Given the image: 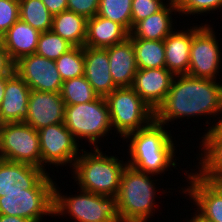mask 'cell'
<instances>
[{
	"instance_id": "cell-25",
	"label": "cell",
	"mask_w": 222,
	"mask_h": 222,
	"mask_svg": "<svg viewBox=\"0 0 222 222\" xmlns=\"http://www.w3.org/2000/svg\"><path fill=\"white\" fill-rule=\"evenodd\" d=\"M87 19L75 12L66 10L53 15L51 30L74 47H84Z\"/></svg>"
},
{
	"instance_id": "cell-34",
	"label": "cell",
	"mask_w": 222,
	"mask_h": 222,
	"mask_svg": "<svg viewBox=\"0 0 222 222\" xmlns=\"http://www.w3.org/2000/svg\"><path fill=\"white\" fill-rule=\"evenodd\" d=\"M19 20V0H0V37Z\"/></svg>"
},
{
	"instance_id": "cell-32",
	"label": "cell",
	"mask_w": 222,
	"mask_h": 222,
	"mask_svg": "<svg viewBox=\"0 0 222 222\" xmlns=\"http://www.w3.org/2000/svg\"><path fill=\"white\" fill-rule=\"evenodd\" d=\"M175 3L179 16H189V18H191L190 15L195 18L200 15L206 16L205 13L213 14L214 11L222 10V0H175Z\"/></svg>"
},
{
	"instance_id": "cell-5",
	"label": "cell",
	"mask_w": 222,
	"mask_h": 222,
	"mask_svg": "<svg viewBox=\"0 0 222 222\" xmlns=\"http://www.w3.org/2000/svg\"><path fill=\"white\" fill-rule=\"evenodd\" d=\"M64 125L73 134L81 146L83 140L88 146L101 147L104 138L112 134V124L105 97L99 96L94 101L76 105H65ZM81 140V141H79ZM101 140V141H100ZM99 141V142H98ZM100 144V145H98Z\"/></svg>"
},
{
	"instance_id": "cell-2",
	"label": "cell",
	"mask_w": 222,
	"mask_h": 222,
	"mask_svg": "<svg viewBox=\"0 0 222 222\" xmlns=\"http://www.w3.org/2000/svg\"><path fill=\"white\" fill-rule=\"evenodd\" d=\"M166 127L153 120L148 126L129 133L122 140L124 143L129 142L126 145L127 165L156 177L162 174L164 176L169 170H178L177 166L180 168V163H177V160L180 158L176 156V152L180 144L173 137L172 129Z\"/></svg>"
},
{
	"instance_id": "cell-15",
	"label": "cell",
	"mask_w": 222,
	"mask_h": 222,
	"mask_svg": "<svg viewBox=\"0 0 222 222\" xmlns=\"http://www.w3.org/2000/svg\"><path fill=\"white\" fill-rule=\"evenodd\" d=\"M65 103L61 93L30 91L28 115L24 122L36 131L64 123Z\"/></svg>"
},
{
	"instance_id": "cell-31",
	"label": "cell",
	"mask_w": 222,
	"mask_h": 222,
	"mask_svg": "<svg viewBox=\"0 0 222 222\" xmlns=\"http://www.w3.org/2000/svg\"><path fill=\"white\" fill-rule=\"evenodd\" d=\"M73 47L72 44L60 35L49 30L40 33L35 54L51 60H57L62 54L68 52Z\"/></svg>"
},
{
	"instance_id": "cell-20",
	"label": "cell",
	"mask_w": 222,
	"mask_h": 222,
	"mask_svg": "<svg viewBox=\"0 0 222 222\" xmlns=\"http://www.w3.org/2000/svg\"><path fill=\"white\" fill-rule=\"evenodd\" d=\"M108 53L110 73L117 87H132L138 71L131 38L105 48Z\"/></svg>"
},
{
	"instance_id": "cell-11",
	"label": "cell",
	"mask_w": 222,
	"mask_h": 222,
	"mask_svg": "<svg viewBox=\"0 0 222 222\" xmlns=\"http://www.w3.org/2000/svg\"><path fill=\"white\" fill-rule=\"evenodd\" d=\"M4 160L41 168L38 132L25 122H8L0 133Z\"/></svg>"
},
{
	"instance_id": "cell-39",
	"label": "cell",
	"mask_w": 222,
	"mask_h": 222,
	"mask_svg": "<svg viewBox=\"0 0 222 222\" xmlns=\"http://www.w3.org/2000/svg\"><path fill=\"white\" fill-rule=\"evenodd\" d=\"M0 222H32V221L18 216L0 214Z\"/></svg>"
},
{
	"instance_id": "cell-42",
	"label": "cell",
	"mask_w": 222,
	"mask_h": 222,
	"mask_svg": "<svg viewBox=\"0 0 222 222\" xmlns=\"http://www.w3.org/2000/svg\"><path fill=\"white\" fill-rule=\"evenodd\" d=\"M7 122L6 120L3 118V116L0 114V133L1 131L4 129V127L6 126Z\"/></svg>"
},
{
	"instance_id": "cell-37",
	"label": "cell",
	"mask_w": 222,
	"mask_h": 222,
	"mask_svg": "<svg viewBox=\"0 0 222 222\" xmlns=\"http://www.w3.org/2000/svg\"><path fill=\"white\" fill-rule=\"evenodd\" d=\"M42 2L52 15L67 10V0H42Z\"/></svg>"
},
{
	"instance_id": "cell-18",
	"label": "cell",
	"mask_w": 222,
	"mask_h": 222,
	"mask_svg": "<svg viewBox=\"0 0 222 222\" xmlns=\"http://www.w3.org/2000/svg\"><path fill=\"white\" fill-rule=\"evenodd\" d=\"M84 60V76L99 96L106 97L117 88L111 77L106 49L84 46Z\"/></svg>"
},
{
	"instance_id": "cell-7",
	"label": "cell",
	"mask_w": 222,
	"mask_h": 222,
	"mask_svg": "<svg viewBox=\"0 0 222 222\" xmlns=\"http://www.w3.org/2000/svg\"><path fill=\"white\" fill-rule=\"evenodd\" d=\"M112 130L123 140L129 133L148 126L154 120V110L148 106L132 87H117L108 94Z\"/></svg>"
},
{
	"instance_id": "cell-16",
	"label": "cell",
	"mask_w": 222,
	"mask_h": 222,
	"mask_svg": "<svg viewBox=\"0 0 222 222\" xmlns=\"http://www.w3.org/2000/svg\"><path fill=\"white\" fill-rule=\"evenodd\" d=\"M174 77L166 68L138 69L132 88L155 111L170 91Z\"/></svg>"
},
{
	"instance_id": "cell-33",
	"label": "cell",
	"mask_w": 222,
	"mask_h": 222,
	"mask_svg": "<svg viewBox=\"0 0 222 222\" xmlns=\"http://www.w3.org/2000/svg\"><path fill=\"white\" fill-rule=\"evenodd\" d=\"M168 1L170 0H132V28L139 21L160 11Z\"/></svg>"
},
{
	"instance_id": "cell-24",
	"label": "cell",
	"mask_w": 222,
	"mask_h": 222,
	"mask_svg": "<svg viewBox=\"0 0 222 222\" xmlns=\"http://www.w3.org/2000/svg\"><path fill=\"white\" fill-rule=\"evenodd\" d=\"M129 37V33L118 23L99 15L87 19L85 47L102 48L113 46Z\"/></svg>"
},
{
	"instance_id": "cell-4",
	"label": "cell",
	"mask_w": 222,
	"mask_h": 222,
	"mask_svg": "<svg viewBox=\"0 0 222 222\" xmlns=\"http://www.w3.org/2000/svg\"><path fill=\"white\" fill-rule=\"evenodd\" d=\"M89 148V151L83 148L75 160L70 170L71 178L78 185V189L115 198L127 160L122 156H108L107 151L102 152L103 148Z\"/></svg>"
},
{
	"instance_id": "cell-3",
	"label": "cell",
	"mask_w": 222,
	"mask_h": 222,
	"mask_svg": "<svg viewBox=\"0 0 222 222\" xmlns=\"http://www.w3.org/2000/svg\"><path fill=\"white\" fill-rule=\"evenodd\" d=\"M155 176L126 165L121 175L118 193L114 198L119 222H150V218L158 212L156 208L161 207L156 204V199L160 198L159 193H171L173 197V192L158 186L163 176L161 179H156Z\"/></svg>"
},
{
	"instance_id": "cell-43",
	"label": "cell",
	"mask_w": 222,
	"mask_h": 222,
	"mask_svg": "<svg viewBox=\"0 0 222 222\" xmlns=\"http://www.w3.org/2000/svg\"><path fill=\"white\" fill-rule=\"evenodd\" d=\"M4 160L3 156H2V152H1V144H0V161Z\"/></svg>"
},
{
	"instance_id": "cell-10",
	"label": "cell",
	"mask_w": 222,
	"mask_h": 222,
	"mask_svg": "<svg viewBox=\"0 0 222 222\" xmlns=\"http://www.w3.org/2000/svg\"><path fill=\"white\" fill-rule=\"evenodd\" d=\"M187 168L190 170L187 171ZM183 169L187 184L184 183L185 187L182 184L178 191L187 197L183 196L184 199L193 203L191 208L194 209L190 208V211L193 210L207 222H222V186L217 181L201 178L188 165Z\"/></svg>"
},
{
	"instance_id": "cell-13",
	"label": "cell",
	"mask_w": 222,
	"mask_h": 222,
	"mask_svg": "<svg viewBox=\"0 0 222 222\" xmlns=\"http://www.w3.org/2000/svg\"><path fill=\"white\" fill-rule=\"evenodd\" d=\"M52 176V177H50ZM53 175L26 163L0 161V197L27 189H54Z\"/></svg>"
},
{
	"instance_id": "cell-1",
	"label": "cell",
	"mask_w": 222,
	"mask_h": 222,
	"mask_svg": "<svg viewBox=\"0 0 222 222\" xmlns=\"http://www.w3.org/2000/svg\"><path fill=\"white\" fill-rule=\"evenodd\" d=\"M217 81L175 75L166 98L154 111V120L171 127L178 119L206 117L204 132L212 129L222 106V83Z\"/></svg>"
},
{
	"instance_id": "cell-19",
	"label": "cell",
	"mask_w": 222,
	"mask_h": 222,
	"mask_svg": "<svg viewBox=\"0 0 222 222\" xmlns=\"http://www.w3.org/2000/svg\"><path fill=\"white\" fill-rule=\"evenodd\" d=\"M199 140V152L194 155L198 162L193 159V170L203 179L218 181L222 178V134H203Z\"/></svg>"
},
{
	"instance_id": "cell-40",
	"label": "cell",
	"mask_w": 222,
	"mask_h": 222,
	"mask_svg": "<svg viewBox=\"0 0 222 222\" xmlns=\"http://www.w3.org/2000/svg\"><path fill=\"white\" fill-rule=\"evenodd\" d=\"M6 82H7V75L0 76V106L3 101L5 88H6Z\"/></svg>"
},
{
	"instance_id": "cell-17",
	"label": "cell",
	"mask_w": 222,
	"mask_h": 222,
	"mask_svg": "<svg viewBox=\"0 0 222 222\" xmlns=\"http://www.w3.org/2000/svg\"><path fill=\"white\" fill-rule=\"evenodd\" d=\"M190 28L179 30L174 29L165 39V68L174 75H184L188 73L190 64V47L193 34L203 25H195ZM177 30V31H176Z\"/></svg>"
},
{
	"instance_id": "cell-23",
	"label": "cell",
	"mask_w": 222,
	"mask_h": 222,
	"mask_svg": "<svg viewBox=\"0 0 222 222\" xmlns=\"http://www.w3.org/2000/svg\"><path fill=\"white\" fill-rule=\"evenodd\" d=\"M40 33L19 19L0 37V42L15 63L24 56L35 54Z\"/></svg>"
},
{
	"instance_id": "cell-22",
	"label": "cell",
	"mask_w": 222,
	"mask_h": 222,
	"mask_svg": "<svg viewBox=\"0 0 222 222\" xmlns=\"http://www.w3.org/2000/svg\"><path fill=\"white\" fill-rule=\"evenodd\" d=\"M175 1L168 3L157 13L139 21L129 34L130 38L164 40L175 28L179 13ZM178 14V15H177ZM174 15V18L172 17ZM177 15V17H175ZM175 23V24H174ZM174 24V25H173Z\"/></svg>"
},
{
	"instance_id": "cell-41",
	"label": "cell",
	"mask_w": 222,
	"mask_h": 222,
	"mask_svg": "<svg viewBox=\"0 0 222 222\" xmlns=\"http://www.w3.org/2000/svg\"><path fill=\"white\" fill-rule=\"evenodd\" d=\"M190 214L193 215L190 218H188V216L186 215L187 219L184 218L183 220H185L186 222H207L203 218H201L196 212H191Z\"/></svg>"
},
{
	"instance_id": "cell-38",
	"label": "cell",
	"mask_w": 222,
	"mask_h": 222,
	"mask_svg": "<svg viewBox=\"0 0 222 222\" xmlns=\"http://www.w3.org/2000/svg\"><path fill=\"white\" fill-rule=\"evenodd\" d=\"M203 134H222V106L218 115V118L212 129L202 132Z\"/></svg>"
},
{
	"instance_id": "cell-30",
	"label": "cell",
	"mask_w": 222,
	"mask_h": 222,
	"mask_svg": "<svg viewBox=\"0 0 222 222\" xmlns=\"http://www.w3.org/2000/svg\"><path fill=\"white\" fill-rule=\"evenodd\" d=\"M59 74L64 81L84 75V47H73L55 60Z\"/></svg>"
},
{
	"instance_id": "cell-36",
	"label": "cell",
	"mask_w": 222,
	"mask_h": 222,
	"mask_svg": "<svg viewBox=\"0 0 222 222\" xmlns=\"http://www.w3.org/2000/svg\"><path fill=\"white\" fill-rule=\"evenodd\" d=\"M14 66L15 63L0 42V76L11 75L14 72Z\"/></svg>"
},
{
	"instance_id": "cell-14",
	"label": "cell",
	"mask_w": 222,
	"mask_h": 222,
	"mask_svg": "<svg viewBox=\"0 0 222 222\" xmlns=\"http://www.w3.org/2000/svg\"><path fill=\"white\" fill-rule=\"evenodd\" d=\"M14 71L31 90L61 92L63 80L55 60L37 54L27 55L15 62Z\"/></svg>"
},
{
	"instance_id": "cell-21",
	"label": "cell",
	"mask_w": 222,
	"mask_h": 222,
	"mask_svg": "<svg viewBox=\"0 0 222 222\" xmlns=\"http://www.w3.org/2000/svg\"><path fill=\"white\" fill-rule=\"evenodd\" d=\"M31 89L14 71L7 75V82L0 114L6 122H24L28 115V102Z\"/></svg>"
},
{
	"instance_id": "cell-29",
	"label": "cell",
	"mask_w": 222,
	"mask_h": 222,
	"mask_svg": "<svg viewBox=\"0 0 222 222\" xmlns=\"http://www.w3.org/2000/svg\"><path fill=\"white\" fill-rule=\"evenodd\" d=\"M132 0H100L97 15L120 24L129 34L132 31Z\"/></svg>"
},
{
	"instance_id": "cell-6",
	"label": "cell",
	"mask_w": 222,
	"mask_h": 222,
	"mask_svg": "<svg viewBox=\"0 0 222 222\" xmlns=\"http://www.w3.org/2000/svg\"><path fill=\"white\" fill-rule=\"evenodd\" d=\"M61 191L55 182L54 217H68L74 222H119L114 198L81 189L75 195Z\"/></svg>"
},
{
	"instance_id": "cell-44",
	"label": "cell",
	"mask_w": 222,
	"mask_h": 222,
	"mask_svg": "<svg viewBox=\"0 0 222 222\" xmlns=\"http://www.w3.org/2000/svg\"><path fill=\"white\" fill-rule=\"evenodd\" d=\"M222 186V178L217 181Z\"/></svg>"
},
{
	"instance_id": "cell-8",
	"label": "cell",
	"mask_w": 222,
	"mask_h": 222,
	"mask_svg": "<svg viewBox=\"0 0 222 222\" xmlns=\"http://www.w3.org/2000/svg\"><path fill=\"white\" fill-rule=\"evenodd\" d=\"M37 132L41 152V168L47 173H50L47 171V166L49 171V167L55 166L57 172H59V166L62 168L67 165L66 168L69 166L68 169H72L75 160L82 151L81 148L84 146L76 141L64 123L49 125Z\"/></svg>"
},
{
	"instance_id": "cell-26",
	"label": "cell",
	"mask_w": 222,
	"mask_h": 222,
	"mask_svg": "<svg viewBox=\"0 0 222 222\" xmlns=\"http://www.w3.org/2000/svg\"><path fill=\"white\" fill-rule=\"evenodd\" d=\"M138 69L165 68L164 40L131 38Z\"/></svg>"
},
{
	"instance_id": "cell-9",
	"label": "cell",
	"mask_w": 222,
	"mask_h": 222,
	"mask_svg": "<svg viewBox=\"0 0 222 222\" xmlns=\"http://www.w3.org/2000/svg\"><path fill=\"white\" fill-rule=\"evenodd\" d=\"M215 28L205 22L194 34L190 47V64L187 75L218 80L222 72V50ZM220 44V45H219ZM217 76H219L217 78Z\"/></svg>"
},
{
	"instance_id": "cell-27",
	"label": "cell",
	"mask_w": 222,
	"mask_h": 222,
	"mask_svg": "<svg viewBox=\"0 0 222 222\" xmlns=\"http://www.w3.org/2000/svg\"><path fill=\"white\" fill-rule=\"evenodd\" d=\"M19 19L42 33L51 30L53 15L42 0H19Z\"/></svg>"
},
{
	"instance_id": "cell-35",
	"label": "cell",
	"mask_w": 222,
	"mask_h": 222,
	"mask_svg": "<svg viewBox=\"0 0 222 222\" xmlns=\"http://www.w3.org/2000/svg\"><path fill=\"white\" fill-rule=\"evenodd\" d=\"M99 1L100 0H67V10L89 19L98 13Z\"/></svg>"
},
{
	"instance_id": "cell-28",
	"label": "cell",
	"mask_w": 222,
	"mask_h": 222,
	"mask_svg": "<svg viewBox=\"0 0 222 222\" xmlns=\"http://www.w3.org/2000/svg\"><path fill=\"white\" fill-rule=\"evenodd\" d=\"M60 93L65 105L87 103L99 97L84 75L64 81Z\"/></svg>"
},
{
	"instance_id": "cell-12",
	"label": "cell",
	"mask_w": 222,
	"mask_h": 222,
	"mask_svg": "<svg viewBox=\"0 0 222 222\" xmlns=\"http://www.w3.org/2000/svg\"><path fill=\"white\" fill-rule=\"evenodd\" d=\"M0 214L42 222L44 216L54 218V189H27L0 197Z\"/></svg>"
}]
</instances>
